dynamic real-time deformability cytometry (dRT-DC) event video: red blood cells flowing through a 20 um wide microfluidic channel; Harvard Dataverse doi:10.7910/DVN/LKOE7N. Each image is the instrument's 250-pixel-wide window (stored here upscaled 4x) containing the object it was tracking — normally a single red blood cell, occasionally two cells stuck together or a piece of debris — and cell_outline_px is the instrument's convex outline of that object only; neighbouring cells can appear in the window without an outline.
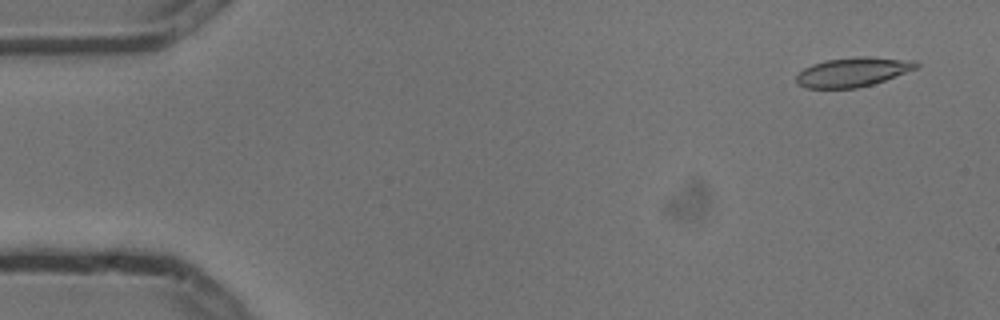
{"species": "common noctule bat (a hibernating species)", "species_latin": "Nyctalus noctula", "temperature_condition": "cold", "stored_images_in_passage": 9, "camera_frame_rate_fps": 3000, "um_per_image_px": 0.085, "animal": {"sex": "male", "body_mass_g": 13.3}, "frame": {"image": 1, "passage_image": 1, "time_ms": 0.0, "image_size_px": [1000, 320], "cell_outline_px": [[920, 68], [872, 84], [856, 88], [804, 88], [796, 84], [796, 76], [804, 68], [812, 64], [824, 60], [856, 56], [868, 56], [916, 60], [920, 64]], "centroid_in_image_um": [72.52, 6.11], "position_along_channel_um": 12.5, "area_um2": 20.81}}
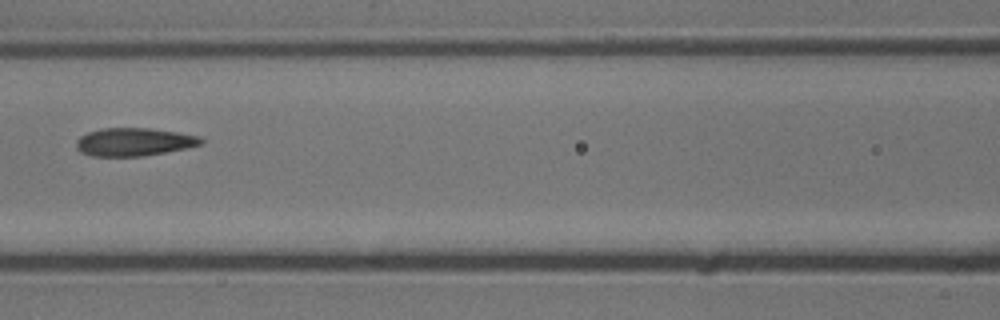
{"frame": {"image": 2, "passage_image": 6, "time_ms": 1.667, "image_size_px": [1000, 320], "cell_outline_px": [[204, 144], [164, 152], [140, 156], [92, 156], [80, 152], [76, 148], [76, 140], [80, 136], [88, 132], [104, 128], [148, 128], [176, 132], [200, 136], [204, 140]], "centroid_in_image_um": [11.37, 12.06], "position_along_channel_um": 155.2, "area_um2": 20.29}}
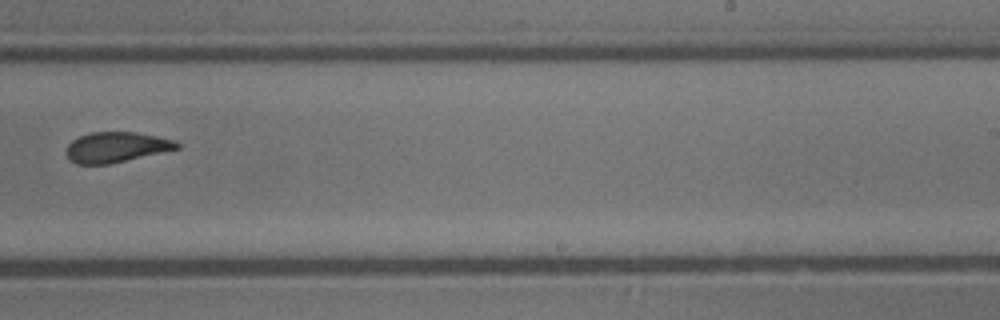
{"frame": {"image": 3, "passage_image": 9, "time_ms": 2.667, "image_size_px": [1000, 320], "cell_outline_px": [[180, 148], [108, 164], [76, 164], [68, 160], [68, 144], [72, 140], [80, 136], [92, 132], [136, 132], [176, 140], [180, 144]], "centroid_in_image_um": [9.89, 12.5], "position_along_channel_um": 279.1, "area_um2": 19.36}}